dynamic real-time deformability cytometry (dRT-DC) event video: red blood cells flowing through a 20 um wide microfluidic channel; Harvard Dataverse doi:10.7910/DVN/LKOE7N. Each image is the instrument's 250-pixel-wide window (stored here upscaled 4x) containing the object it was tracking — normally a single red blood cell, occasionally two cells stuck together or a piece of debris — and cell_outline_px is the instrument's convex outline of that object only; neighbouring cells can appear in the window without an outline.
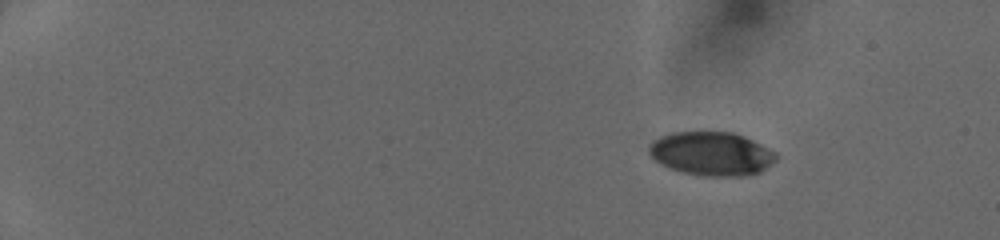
{"species": "human", "species_latin": "Homo sapiens", "temperature_condition": "cold", "stored_images_in_passage": 44, "camera_frame_rate_fps": 3000, "um_per_image_px": 0.085, "donor": {"sex": "female"}, "frame": {"image": 1, "passage_image": 1, "time_ms": 0.0, "image_size_px": [1000, 240], "cell_outline_px": [[776, 160], [760, 172], [744, 176], [704, 176], [684, 172], [672, 168], [656, 160], [648, 152], [648, 144], [652, 140], [668, 132], [736, 132], [776, 152]], "centroid_in_image_um": [60.47, 13.05], "position_along_channel_um": 24.5, "area_um2": 32.31}}
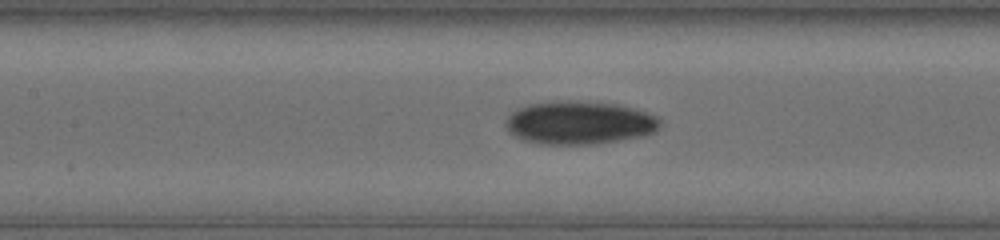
{"frame": {"image": 2, "passage_image": 20, "time_ms": 6.333, "image_size_px": [1000, 240], "cell_outline_px": [[660, 124], [656, 132], [640, 136], [596, 144], [540, 144], [524, 140], [508, 132], [504, 124], [508, 116], [516, 108], [528, 104], [552, 100], [576, 100], [620, 104], [636, 108], [656, 116], [660, 120]], "centroid_in_image_um": [49.22, 10.41], "position_along_channel_um": 158.2, "area_um2": 39.36}}
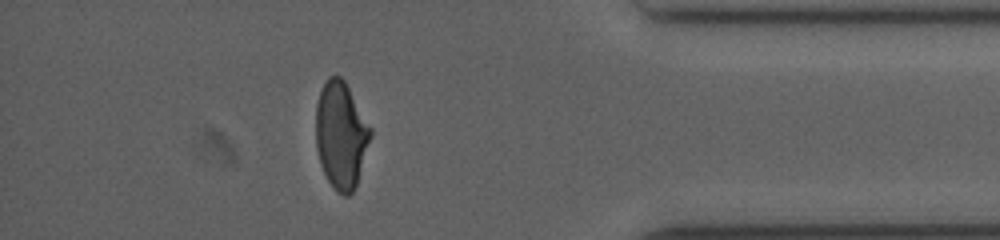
{"frame": {"image": 3, "passage_image": 39, "time_ms": 12.667, "image_size_px": [1000, 240], "cell_outline_px": [[372, 136], [356, 184], [352, 192], [348, 196], [344, 196], [336, 192], [328, 180], [320, 164], [316, 148], [316, 104], [320, 92], [328, 76], [340, 76], [344, 80], [372, 128]], "centroid_in_image_um": [28.98, 11.49], "position_along_channel_um": 406.2, "area_um2": 34.04}}